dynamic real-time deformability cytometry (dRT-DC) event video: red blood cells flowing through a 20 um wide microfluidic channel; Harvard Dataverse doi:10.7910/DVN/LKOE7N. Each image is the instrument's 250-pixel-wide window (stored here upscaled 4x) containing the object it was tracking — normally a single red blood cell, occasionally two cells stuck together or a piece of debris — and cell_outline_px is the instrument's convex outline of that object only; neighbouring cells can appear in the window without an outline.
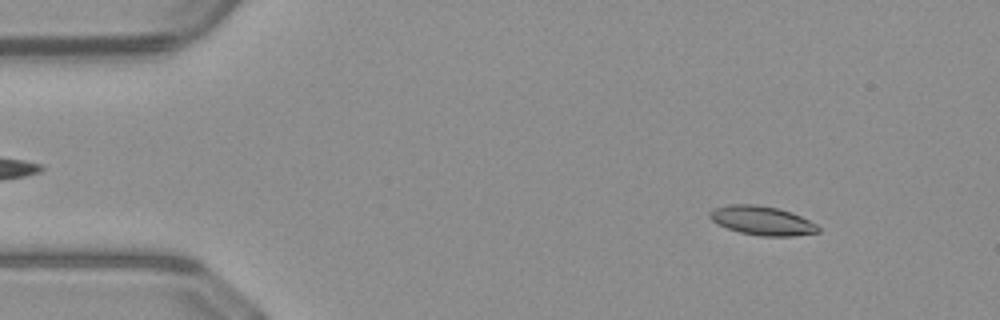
{"species": "common noctule bat (a hibernating species)", "species_latin": "Nyctalus noctula", "temperature_condition": "warm", "stored_images_in_passage": 51, "camera_frame_rate_fps": 3000, "um_per_image_px": 0.085, "animal": {"sex": "male", "body_mass_g": 23.1, "forearm_length_mm": 52.7}, "frame": {"image": 1, "passage_image": 6, "time_ms": 1.667, "image_size_px": [1000, 320], "cell_outline_px": [[820, 232], [792, 236], [760, 236], [740, 232], [716, 224], [708, 216], [708, 212], [716, 208], [728, 204], [756, 204], [776, 208], [792, 212], [816, 224], [820, 228]], "centroid_in_image_um": [64.76, 18.75], "position_along_channel_um": 20.2, "area_um2": 18.32}}
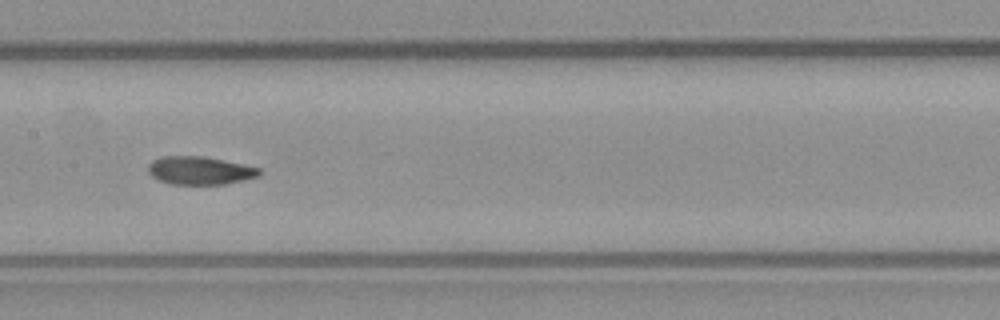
{"frame": {"image": 2, "passage_image": 25, "time_ms": 8.0, "image_size_px": [1000, 320], "cell_outline_px": [[260, 176], [244, 180], [224, 184], [172, 184], [160, 180], [152, 176], [148, 172], [148, 164], [152, 160], [160, 156], [204, 156], [244, 164], [260, 168]], "centroid_in_image_um": [16.99, 14.48], "position_along_channel_um": 190.4, "area_um2": 18.26}}
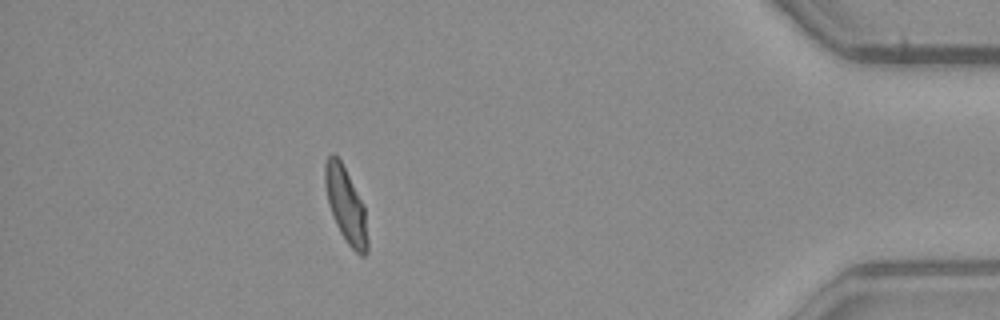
{"frame": {"image": 3, "passage_image": 45, "time_ms": 14.667, "image_size_px": [1000, 320], "cell_outline_px": [[368, 252], [364, 256], [360, 256], [344, 240], [336, 224], [328, 204], [324, 184], [324, 164], [328, 156], [332, 152], [340, 160], [364, 204], [368, 240]], "centroid_in_image_um": [29.39, 17.45], "position_along_channel_um": 405.8, "area_um2": 18.73}, "authors_computed_cell_mechanics": {"area_um2": 18.4382, "velocity_mm_per_s": 4.0576, "shape_relaxation_time_tau1_ms": 4.1941, "shape_relaxation_time_tau2_ms": 1.6894, "deformation_change_tau1": 0.1692, "deformation_change_tau2": 0.0728}}